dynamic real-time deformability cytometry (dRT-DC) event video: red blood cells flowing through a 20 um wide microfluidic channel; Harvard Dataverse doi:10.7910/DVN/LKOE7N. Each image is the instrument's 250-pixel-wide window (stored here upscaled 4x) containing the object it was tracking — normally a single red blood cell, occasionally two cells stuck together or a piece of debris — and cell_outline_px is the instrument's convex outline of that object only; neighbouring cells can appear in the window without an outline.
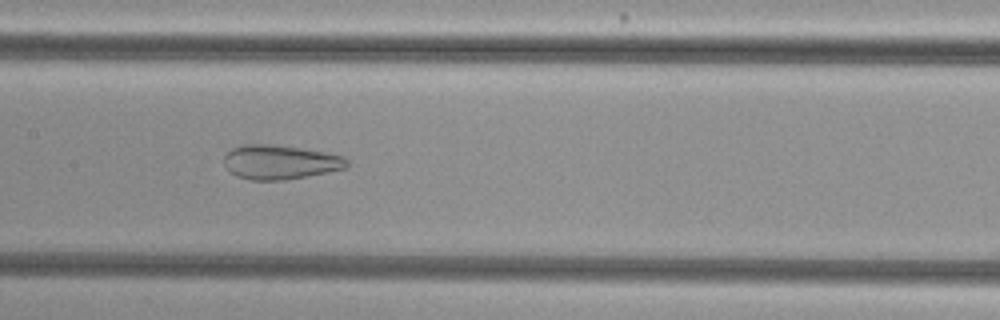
{"species": "common noctule bat (a hibernating species)", "species_latin": "Nyctalus noctula", "temperature_condition": "cold", "stored_images_in_passage": 54, "camera_frame_rate_fps": 3000, "um_per_image_px": 0.085, "animal": {"sex": "female", "body_mass_g": 29.2, "forearm_length_mm": 56.3}, "frame": {"image": 1, "passage_image": 27, "time_ms": 8.667, "image_size_px": [1000, 320], "cell_outline_px": [[348, 168], [308, 176], [284, 180], [248, 180], [236, 176], [224, 164], [224, 156], [232, 148], [244, 144], [272, 144], [300, 148], [324, 152], [344, 156], [348, 160]], "centroid_in_image_um": [23.82, 13.78], "position_along_channel_um": 183.6, "area_um2": 24.62}}
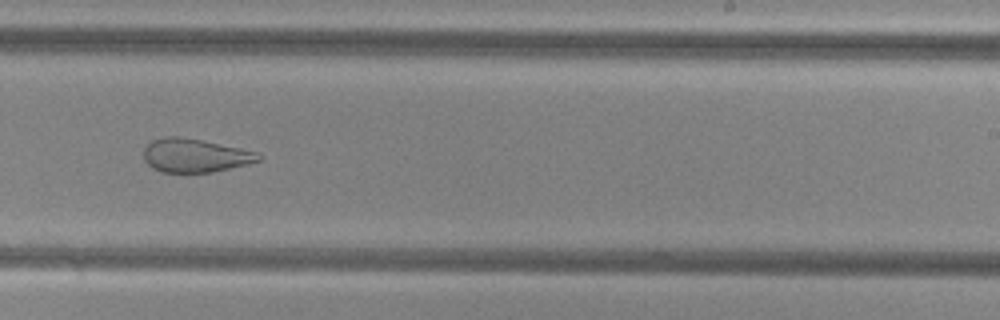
{"frame": {"image": 2, "passage_image": 34, "time_ms": 11.0, "image_size_px": [1000, 320], "cell_outline_px": [[264, 156], [260, 160], [248, 164], [212, 172], [160, 172], [152, 168], [144, 160], [144, 148], [152, 140], [164, 136], [176, 136], [200, 140], [260, 152]], "centroid_in_image_um": [16.59, 13.22], "position_along_channel_um": 272.4, "area_um2": 22.48}}
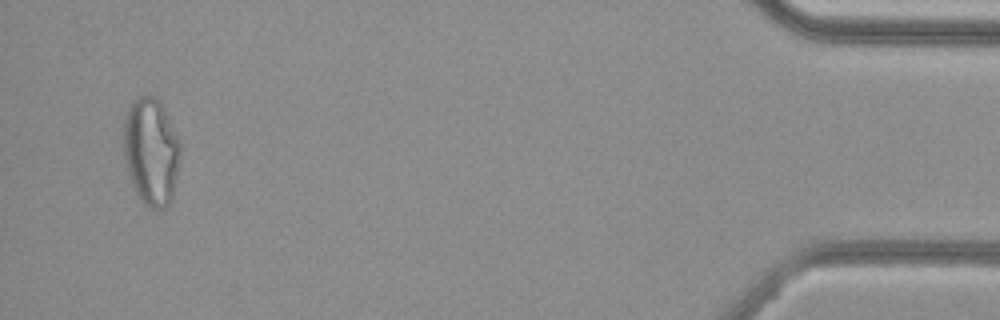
{"frame": {"image": 3, "passage_image": 52, "time_ms": 17.0, "image_size_px": [1000, 320], "cell_outline_px": [[180, 160], [172, 200], [164, 208], [148, 208], [140, 200], [136, 192], [124, 160], [124, 120], [128, 108], [132, 100], [140, 96], [156, 96], [160, 100], [180, 140]], "centroid_in_image_um": [12.86, 12.86], "position_along_channel_um": 422.3, "area_um2": 35.72}}